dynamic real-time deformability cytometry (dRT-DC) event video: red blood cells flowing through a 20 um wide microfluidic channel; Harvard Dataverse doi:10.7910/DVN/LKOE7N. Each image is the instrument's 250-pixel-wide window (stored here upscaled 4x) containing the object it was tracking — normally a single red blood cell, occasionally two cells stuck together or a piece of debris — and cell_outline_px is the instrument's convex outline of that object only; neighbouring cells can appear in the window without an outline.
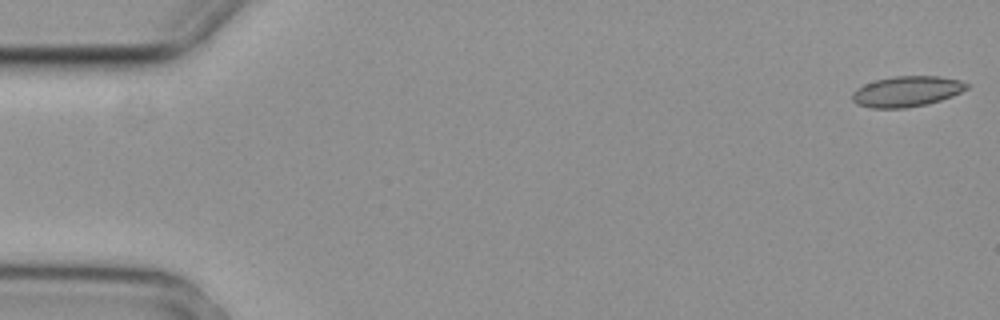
{"species": "common noctule bat (a hibernating species)", "species_latin": "Nyctalus noctula", "temperature_condition": "cold", "stored_images_in_passage": 4, "camera_frame_rate_fps": 3000, "um_per_image_px": 0.085, "animal": {"sex": "female", "body_mass_g": 29.2, "forearm_length_mm": 56.3}, "frame": {"image": 1, "passage_image": 1, "time_ms": 0.0, "image_size_px": [1000, 320], "cell_outline_px": [[968, 88], [952, 96], [928, 104], [904, 108], [872, 108], [856, 104], [852, 100], [852, 92], [856, 88], [864, 84], [876, 80], [892, 76], [940, 76], [960, 80], [968, 84]], "centroid_in_image_um": [77.05, 7.77], "position_along_channel_um": 8.0, "area_um2": 20.46}}
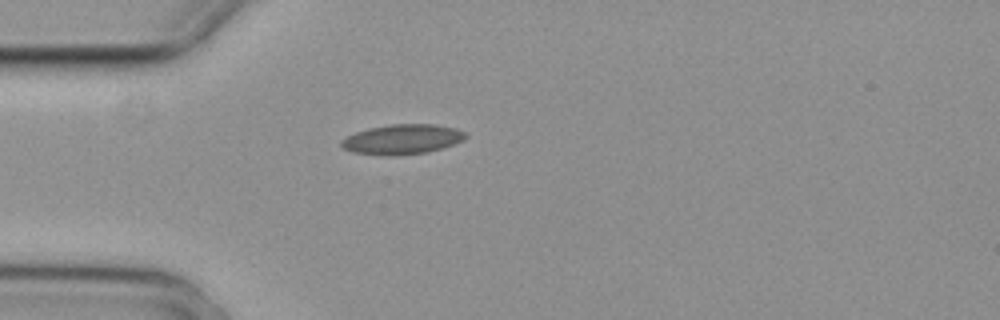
{"frame": {"image": 2, "passage_image": 4, "time_ms": 1.0, "image_size_px": [1000, 320], "cell_outline_px": [[468, 136], [464, 140], [428, 152], [392, 156], [380, 156], [352, 152], [344, 148], [340, 144], [340, 140], [356, 132], [368, 128], [392, 124], [436, 124], [456, 128], [464, 132]], "centroid_in_image_um": [34.18, 11.84], "position_along_channel_um": 50.8, "area_um2": 21.73}}